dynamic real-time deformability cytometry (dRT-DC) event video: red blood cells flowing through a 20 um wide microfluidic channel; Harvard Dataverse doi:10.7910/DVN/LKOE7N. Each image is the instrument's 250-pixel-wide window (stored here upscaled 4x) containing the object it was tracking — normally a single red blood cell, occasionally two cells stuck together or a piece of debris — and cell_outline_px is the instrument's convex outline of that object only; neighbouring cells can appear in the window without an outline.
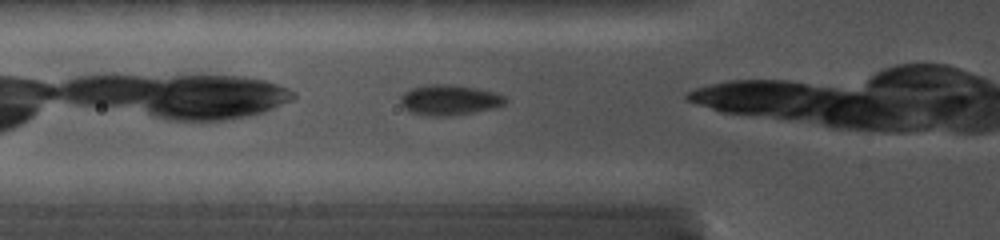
{"species": "common noctule bat (a hibernating species)", "species_latin": "Nyctalus noctula", "temperature_condition": "cold", "stored_images_in_passage": 3, "camera_frame_rate_fps": 5000, "um_per_image_px": 0.085, "animal": {"sex": "female", "body_mass_g": 19.0, "forearm_length_mm": 56.7}, "frame": {"image": 1, "passage_image": 2, "time_ms": 0.4, "image_size_px": [1000, 240], "cell_outline_px": [[508, 100], [504, 104], [496, 108], [452, 116], [428, 116], [408, 112], [400, 104], [400, 96], [404, 92], [412, 88], [424, 84], [452, 84], [476, 88], [496, 92], [504, 96]], "centroid_in_image_um": [38.18, 8.5], "position_along_channel_um": 87.6, "area_um2": 18.96}}